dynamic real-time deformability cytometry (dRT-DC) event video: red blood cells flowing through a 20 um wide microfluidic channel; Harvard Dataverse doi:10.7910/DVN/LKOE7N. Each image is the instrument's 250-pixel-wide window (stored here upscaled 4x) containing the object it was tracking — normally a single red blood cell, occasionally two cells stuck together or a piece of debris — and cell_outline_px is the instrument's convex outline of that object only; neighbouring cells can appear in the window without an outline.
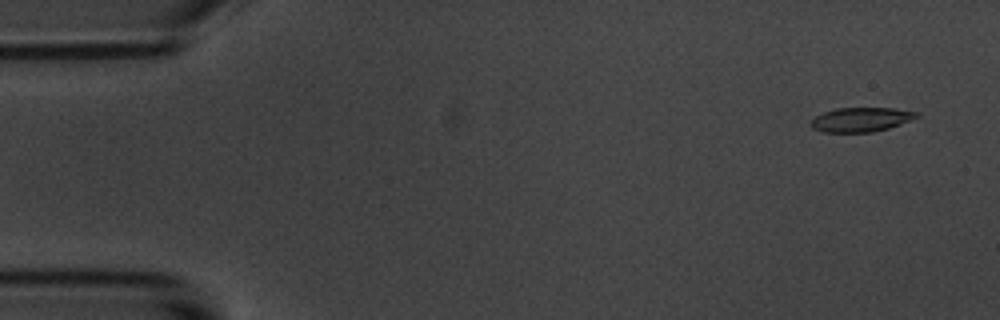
{"species": "common noctule bat (a hibernating species)", "species_latin": "Nyctalus noctula", "temperature_condition": "room temperature", "stored_images_in_passage": 6, "camera_frame_rate_fps": 3000, "um_per_image_px": 0.085, "animal": {"sex": "male", "body_mass_g": 20.1, "forearm_length_mm": 53.5}, "frame": {"image": 1, "passage_image": 1, "time_ms": 0.0, "image_size_px": [1000, 320], "cell_outline_px": [[920, 116], [900, 124], [888, 128], [872, 132], [824, 132], [812, 128], [812, 120], [816, 116], [824, 112], [836, 108], [892, 108], [920, 112]], "centroid_in_image_um": [73.22, 10.16], "position_along_channel_um": 11.8, "area_um2": 14.85}}
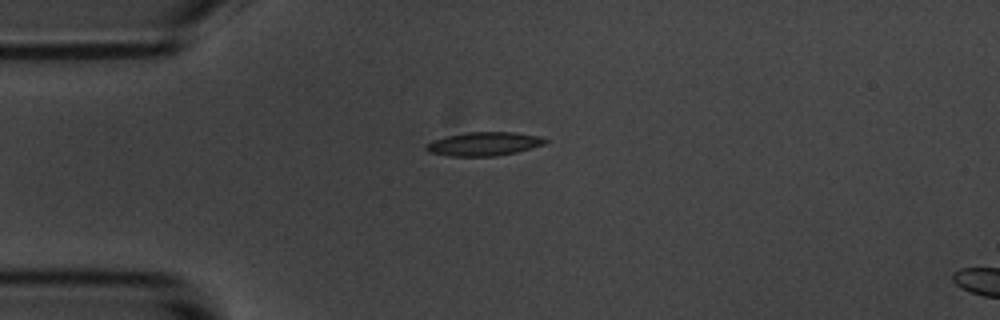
{"frame": {"image": 2, "passage_image": 4, "time_ms": 3.667, "image_size_px": [1000, 320], "cell_outline_px": [[548, 140], [544, 144], [532, 148], [516, 152], [496, 156], [452, 156], [428, 152], [424, 148], [432, 140], [444, 136], [464, 132], [516, 132], [540, 136]], "centroid_in_image_um": [41.13, 12.22], "position_along_channel_um": 43.9, "area_um2": 16.53}}